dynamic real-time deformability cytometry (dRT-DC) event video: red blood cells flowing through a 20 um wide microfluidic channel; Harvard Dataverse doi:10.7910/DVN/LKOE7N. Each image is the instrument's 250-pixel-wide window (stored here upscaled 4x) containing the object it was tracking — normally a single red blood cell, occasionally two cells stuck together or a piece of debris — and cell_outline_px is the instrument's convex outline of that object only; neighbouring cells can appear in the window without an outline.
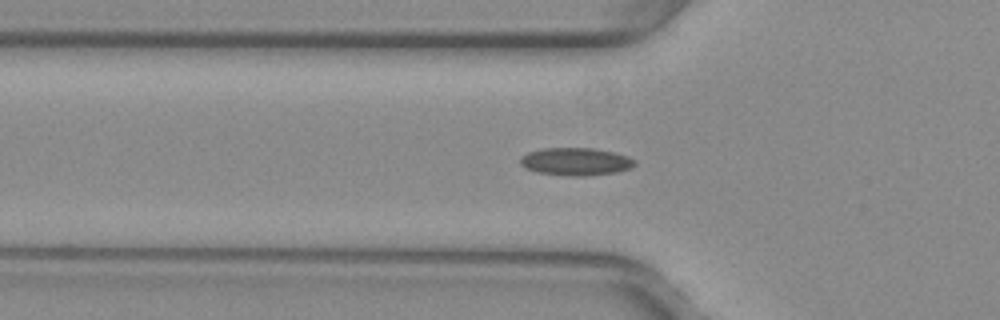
{"species": "common noctule bat (a hibernating species)", "species_latin": "Nyctalus noctula", "temperature_condition": "warm", "stored_images_in_passage": 53, "camera_frame_rate_fps": 3000, "um_per_image_px": 0.085, "animal": {"sex": "female", "body_mass_g": 29.2, "forearm_length_mm": 56.3}, "frame": {"image": 1, "passage_image": 18, "time_ms": 5.667, "image_size_px": [1000, 320], "cell_outline_px": [[636, 164], [632, 168], [616, 172], [584, 176], [568, 176], [536, 172], [524, 168], [520, 164], [520, 156], [528, 152], [540, 148], [592, 148], [612, 152], [628, 156], [636, 160]], "centroid_in_image_um": [48.91, 13.73], "position_along_channel_um": 76.9, "area_um2": 18.67}}
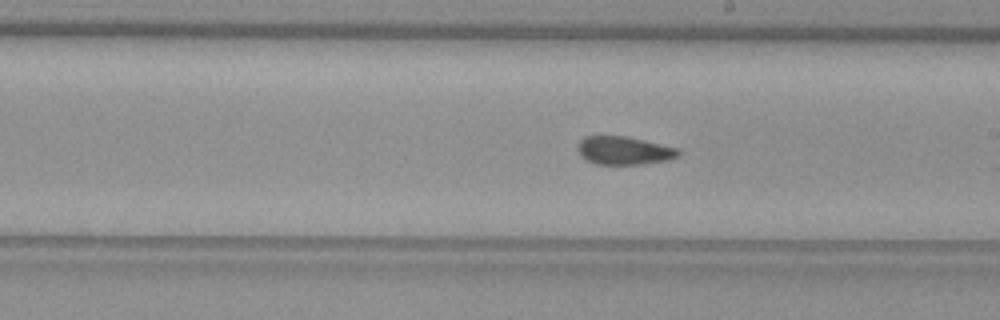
{"frame": {"image": 2, "passage_image": 30, "time_ms": 9.667, "image_size_px": [1000, 320], "cell_outline_px": [[680, 156], [668, 160], [644, 164], [596, 164], [580, 156], [576, 148], [580, 140], [584, 136], [624, 136], [644, 140], [680, 148]], "centroid_in_image_um": [53.06, 12.79], "position_along_channel_um": 235.9, "area_um2": 16.7}}
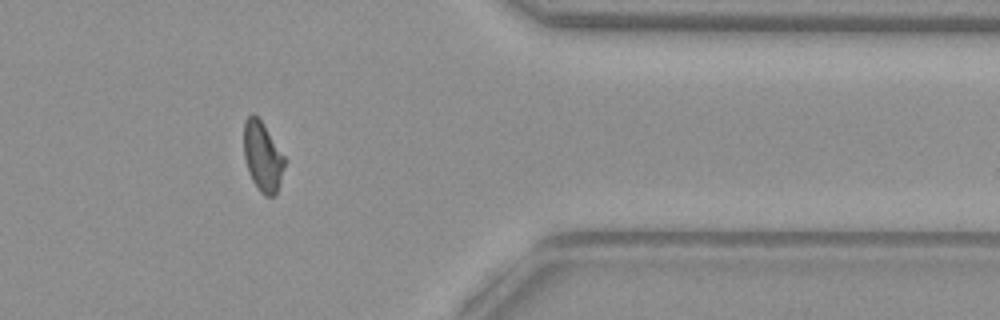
{"frame": {"image": 3, "passage_image": 43, "time_ms": 14.0, "image_size_px": [1000, 320], "cell_outline_px": [[284, 168], [276, 196], [264, 196], [260, 192], [252, 180], [248, 172], [244, 156], [244, 120], [252, 112], [260, 120], [284, 156]], "centroid_in_image_um": [22.3, 13.34], "position_along_channel_um": 389.1, "area_um2": 16.36}, "authors_computed_cell_mechanics": {"area_um2": 16.9932, "velocity_mm_per_s": 3.9712, "shape_relaxation_time_tau1_ms": null, "shape_relaxation_time_tau2_ms": 1.7996, "deformation_change_tau1": null, "deformation_change_tau2": 0.0704}}